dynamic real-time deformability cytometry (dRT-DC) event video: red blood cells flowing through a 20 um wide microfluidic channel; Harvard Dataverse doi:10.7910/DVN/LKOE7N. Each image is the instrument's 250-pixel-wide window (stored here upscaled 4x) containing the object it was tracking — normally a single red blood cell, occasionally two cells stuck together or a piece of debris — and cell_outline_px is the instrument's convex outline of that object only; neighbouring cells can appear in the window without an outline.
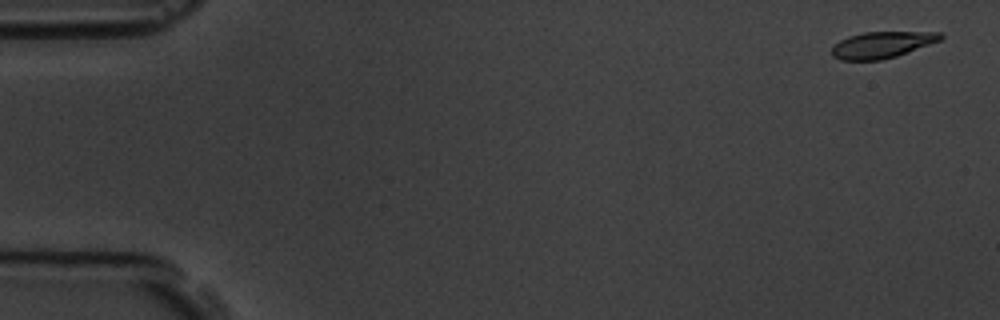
{"species": "common noctule bat (a hibernating species)", "species_latin": "Nyctalus noctula", "temperature_condition": "room temperature", "stored_images_in_passage": 5, "camera_frame_rate_fps": 3000, "um_per_image_px": 0.085, "animal": {"sex": "male", "body_mass_g": 19.5, "forearm_length_mm": 54.6}, "frame": {"image": 1, "passage_image": 1, "time_ms": 0.0, "image_size_px": [1000, 320], "cell_outline_px": [[944, 36], [940, 40], [896, 56], [880, 60], [840, 60], [832, 56], [832, 48], [840, 40], [848, 36], [864, 32], [940, 32]], "centroid_in_image_um": [74.94, 3.8], "position_along_channel_um": 10.1, "area_um2": 16.53}}
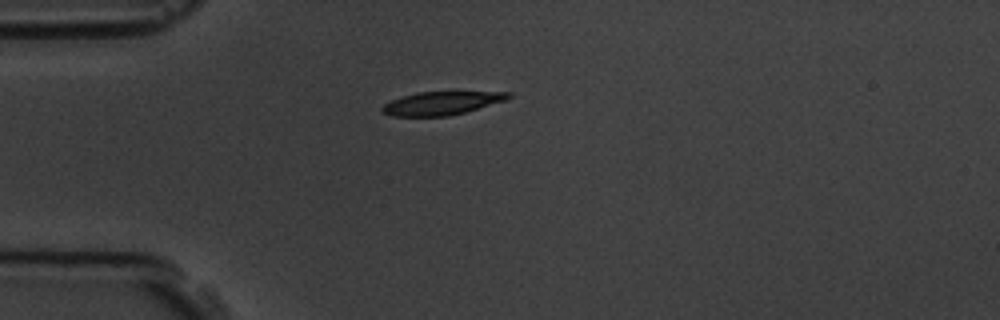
{"frame": {"image": 2, "passage_image": 5, "time_ms": 4.333, "image_size_px": [1000, 320], "cell_outline_px": [[512, 96], [504, 100], [464, 112], [448, 116], [392, 116], [380, 112], [380, 108], [384, 104], [392, 100], [416, 92], [452, 88], [456, 88], [512, 92]], "centroid_in_image_um": [37.61, 8.69], "position_along_channel_um": 47.4, "area_um2": 18.32}}